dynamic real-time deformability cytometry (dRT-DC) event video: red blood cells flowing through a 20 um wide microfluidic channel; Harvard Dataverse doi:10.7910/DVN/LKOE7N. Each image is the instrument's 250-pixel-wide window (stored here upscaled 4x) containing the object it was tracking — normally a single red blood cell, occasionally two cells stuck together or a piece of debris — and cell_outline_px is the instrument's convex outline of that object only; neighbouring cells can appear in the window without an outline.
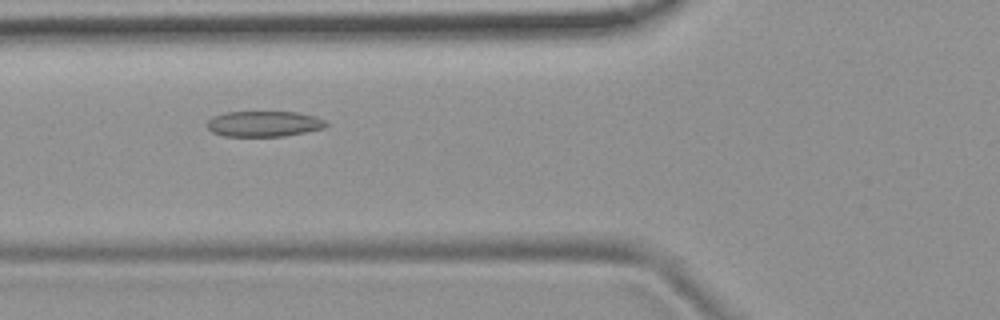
{"species": "common noctule bat (a hibernating species)", "species_latin": "Nyctalus noctula", "temperature_condition": "room temperature", "stored_images_in_passage": 40, "camera_frame_rate_fps": 3000, "um_per_image_px": 0.085, "animal": {"sex": "female", "body_mass_g": 19.9}, "frame": {"image": 1, "passage_image": 7, "time_ms": 2.0, "image_size_px": [1000, 320], "cell_outline_px": [[328, 124], [324, 128], [284, 136], [224, 136], [212, 132], [204, 124], [212, 116], [224, 112], [296, 112], [316, 116], [324, 120]], "centroid_in_image_um": [22.39, 10.52], "position_along_channel_um": 103.4, "area_um2": 17.86}}
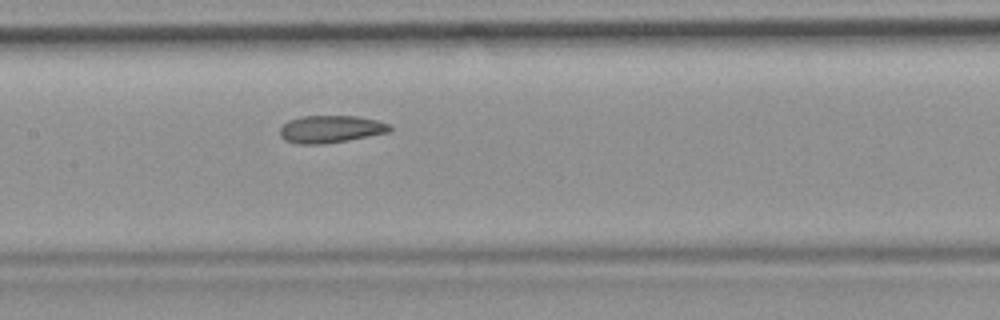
{"frame": {"image": 2, "passage_image": 13, "time_ms": 4.0, "image_size_px": [1000, 320], "cell_outline_px": [[392, 128], [388, 132], [348, 140], [324, 144], [296, 144], [284, 140], [280, 136], [280, 128], [288, 120], [300, 116], [356, 116], [376, 120], [392, 124]], "centroid_in_image_um": [28.08, 10.97], "position_along_channel_um": 179.3, "area_um2": 17.63}}
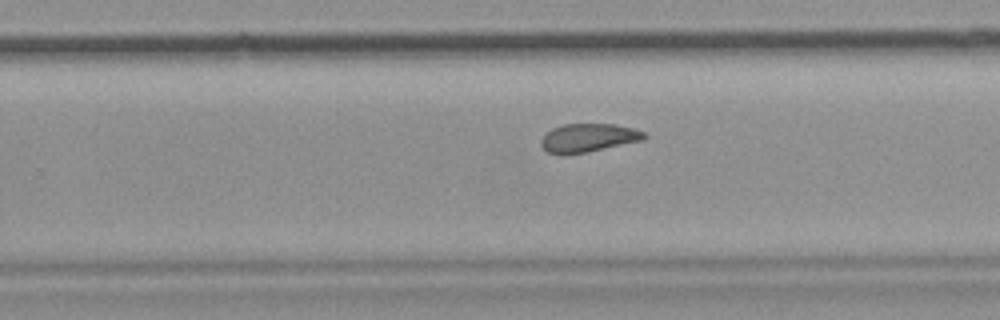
{"frame": {"image": 3, "passage_image": 21, "time_ms": 6.667, "image_size_px": [1000, 320], "cell_outline_px": [[648, 136], [644, 140], [588, 152], [564, 156], [548, 152], [540, 144], [540, 140], [544, 132], [552, 128], [564, 124], [612, 124], [632, 128], [644, 132]], "centroid_in_image_um": [49.96, 11.73], "position_along_channel_um": 279.8, "area_um2": 17.4}, "authors_computed_cell_mechanics": {"area_um2": 17.8602, "velocity_mm_per_s": 3.7903, "shape_relaxation_time_tau1_ms": null, "shape_relaxation_time_tau2_ms": 2.8425, "deformation_change_tau1": null, "deformation_change_tau2": 0.0845}}